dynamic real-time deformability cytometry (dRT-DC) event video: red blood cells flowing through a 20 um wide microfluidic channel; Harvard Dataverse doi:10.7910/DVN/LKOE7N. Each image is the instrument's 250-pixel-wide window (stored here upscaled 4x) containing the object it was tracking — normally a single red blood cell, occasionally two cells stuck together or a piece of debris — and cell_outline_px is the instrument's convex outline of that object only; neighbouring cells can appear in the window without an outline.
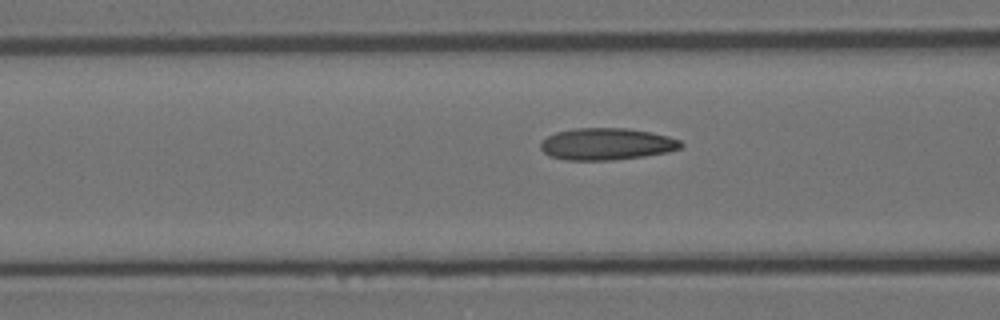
{"species": "Egyptian fruit bat (a non-hibernating species)", "species_latin": "Rousettus aegyptiacus", "temperature_condition": "room temperature", "stored_images_in_passage": 20, "camera_frame_rate_fps": 3000, "um_per_image_px": 0.085, "animal": {"sex": "female"}, "frame": {"image": 1, "passage_image": 17, "time_ms": 5.333, "image_size_px": [1000, 320], "cell_outline_px": [[684, 144], [680, 148], [668, 152], [644, 156], [612, 160], [564, 160], [548, 156], [540, 148], [540, 144], [548, 136], [556, 132], [576, 128], [628, 128], [652, 132], [668, 136], [680, 140]], "centroid_in_image_um": [51.57, 12.24], "position_along_channel_um": 115.0, "area_um2": 26.18}}